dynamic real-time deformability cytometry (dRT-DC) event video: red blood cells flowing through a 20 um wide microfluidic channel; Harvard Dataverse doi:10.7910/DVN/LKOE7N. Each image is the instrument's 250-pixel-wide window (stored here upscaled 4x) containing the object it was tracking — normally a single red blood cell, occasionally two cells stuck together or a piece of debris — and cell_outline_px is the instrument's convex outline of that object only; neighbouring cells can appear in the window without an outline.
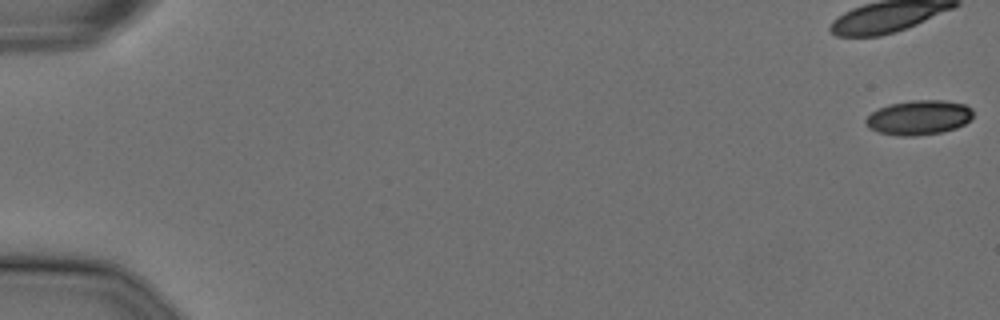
{"species": "Egyptian fruit bat (a non-hibernating species)", "species_latin": "Rousettus aegyptiacus", "temperature_condition": "cold", "stored_images_in_passage": 47, "camera_frame_rate_fps": 3000, "um_per_image_px": 0.085, "animal": {"sex": "female"}, "frame": {"image": 1, "passage_image": 1, "time_ms": 0.0, "image_size_px": [1000, 320], "cell_outline_px": [[972, 116], [964, 124], [956, 128], [940, 132], [912, 136], [900, 136], [876, 132], [868, 128], [864, 120], [872, 112], [888, 104], [912, 100], [944, 100], [964, 104], [972, 108]], "centroid_in_image_um": [78.07, 9.99], "position_along_channel_um": 6.9, "area_um2": 21.62}}